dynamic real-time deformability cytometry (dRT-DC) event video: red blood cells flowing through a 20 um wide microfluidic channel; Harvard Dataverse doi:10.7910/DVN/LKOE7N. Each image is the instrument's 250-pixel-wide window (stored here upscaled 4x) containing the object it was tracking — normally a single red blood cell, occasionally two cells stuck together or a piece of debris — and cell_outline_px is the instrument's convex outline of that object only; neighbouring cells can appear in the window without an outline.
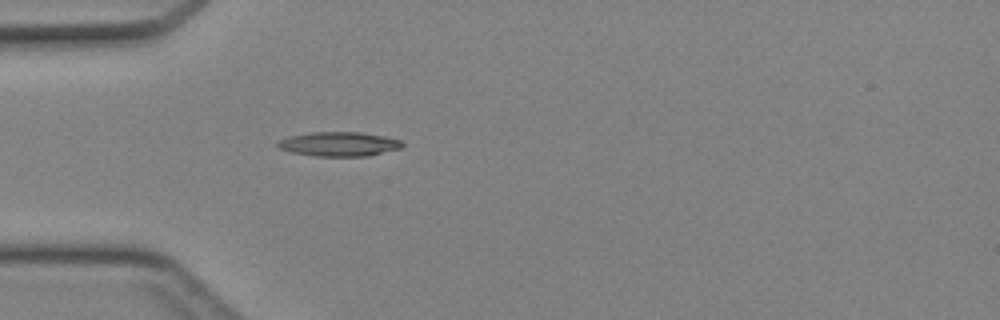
{"species": "Egyptian fruit bat (a non-hibernating species)", "species_latin": "Rousettus aegyptiacus", "temperature_condition": "cold", "stored_images_in_passage": 1, "camera_frame_rate_fps": 3000, "um_per_image_px": 0.085, "animal": {"sex": "female"}, "frame": {"image": 1, "passage_image": 1, "time_ms": 0.0, "image_size_px": [1000, 320], "cell_outline_px": [[404, 144], [400, 148], [368, 156], [316, 156], [292, 152], [280, 148], [276, 144], [280, 140], [292, 136], [312, 132], [360, 132], [384, 136], [400, 140]], "centroid_in_image_um": [28.84, 12.24], "position_along_channel_um": 56.2, "area_um2": 17.4}}